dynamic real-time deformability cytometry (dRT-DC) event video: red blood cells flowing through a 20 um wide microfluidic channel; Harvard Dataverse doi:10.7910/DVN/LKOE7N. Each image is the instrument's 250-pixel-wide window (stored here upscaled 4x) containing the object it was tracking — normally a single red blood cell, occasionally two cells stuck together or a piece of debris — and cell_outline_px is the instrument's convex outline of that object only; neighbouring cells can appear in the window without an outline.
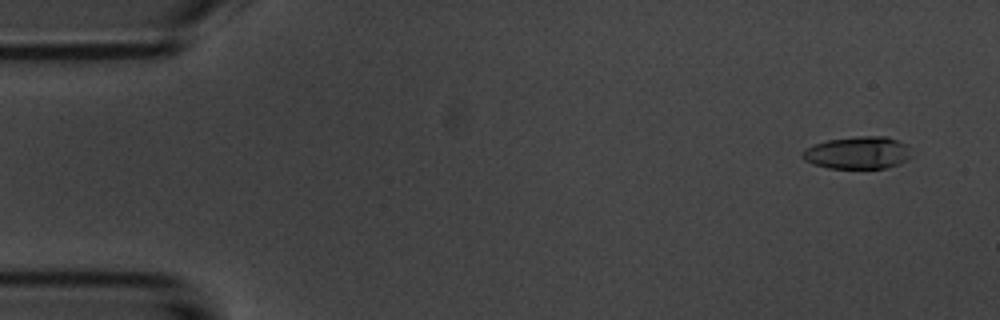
{"species": "common noctule bat (a hibernating species)", "species_latin": "Nyctalus noctula", "temperature_condition": "room temperature", "stored_images_in_passage": 5, "camera_frame_rate_fps": 3000, "um_per_image_px": 0.085, "animal": {"sex": "male", "body_mass_g": 20.1, "forearm_length_mm": 53.5}, "frame": {"image": 1, "passage_image": 1, "time_ms": 0.0, "image_size_px": [1000, 320], "cell_outline_px": [[912, 156], [900, 164], [888, 168], [828, 168], [812, 164], [804, 160], [800, 156], [800, 152], [816, 144], [828, 140], [856, 136], [888, 136], [908, 144]], "centroid_in_image_um": [72.94, 12.98], "position_along_channel_um": 12.1, "area_um2": 20.87}}
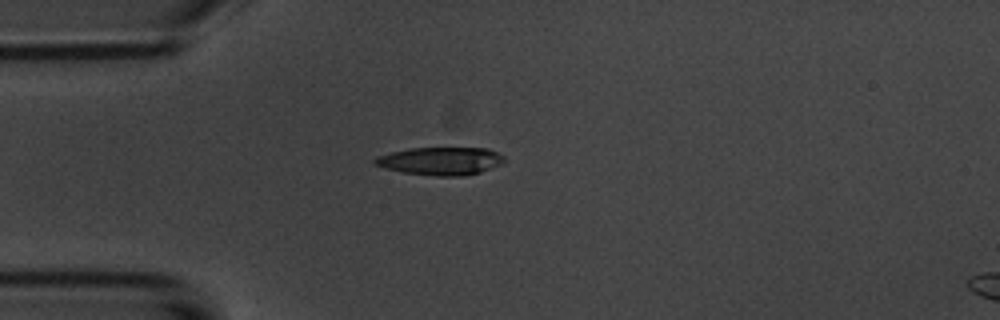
{"frame": {"image": 2, "passage_image": 4, "time_ms": 3.667, "image_size_px": [1000, 320], "cell_outline_px": [[504, 164], [480, 172], [460, 176], [440, 176], [404, 172], [388, 168], [376, 164], [372, 160], [376, 156], [392, 152], [412, 148], [488, 148], [504, 156]], "centroid_in_image_um": [37.51, 13.68], "position_along_channel_um": 47.5, "area_um2": 20.81}}